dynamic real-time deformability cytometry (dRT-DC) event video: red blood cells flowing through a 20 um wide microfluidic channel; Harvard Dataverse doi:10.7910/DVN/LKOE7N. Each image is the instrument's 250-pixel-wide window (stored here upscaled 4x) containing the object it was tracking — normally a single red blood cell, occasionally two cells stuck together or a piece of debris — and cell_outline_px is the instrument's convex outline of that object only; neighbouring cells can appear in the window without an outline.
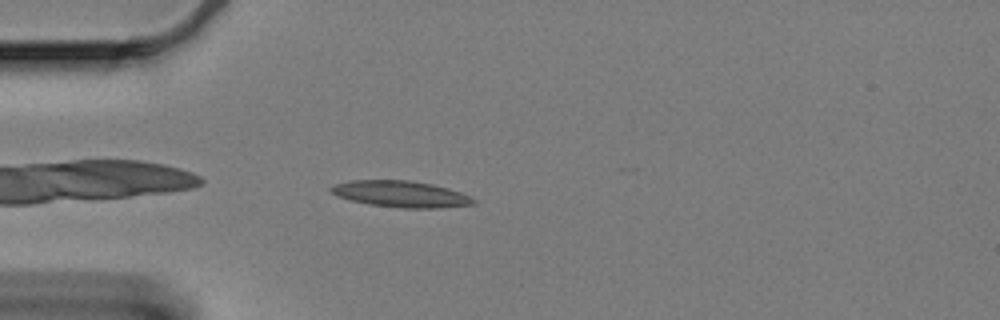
{"species": "Egyptian fruit bat (a non-hibernating species)", "species_latin": "Rousettus aegyptiacus", "temperature_condition": "cold", "stored_images_in_passage": 47, "camera_frame_rate_fps": 3000, "um_per_image_px": 0.085, "animal": {"sex": "female"}, "frame": {"image": 1, "passage_image": 3, "time_ms": 0.667, "image_size_px": [1000, 320], "cell_outline_px": [[476, 204], [436, 208], [404, 208], [368, 204], [336, 196], [328, 188], [336, 184], [352, 180], [412, 180], [432, 184], [448, 188], [460, 192], [476, 200]], "centroid_in_image_um": [34.07, 16.49], "position_along_channel_um": 50.9, "area_um2": 21.79}}
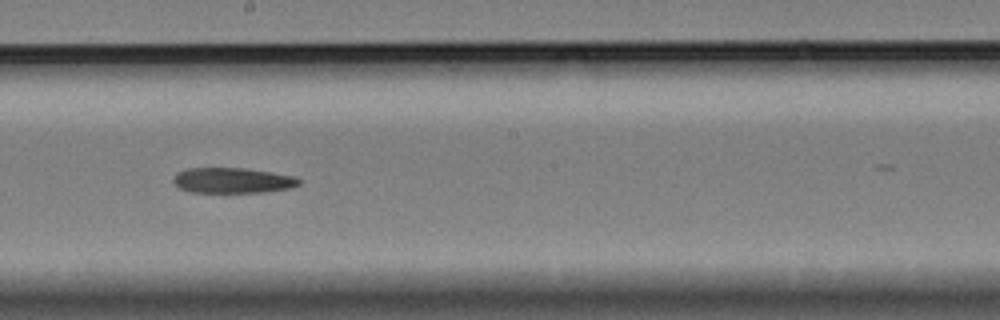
{"frame": {"image": 2, "passage_image": 20, "time_ms": 6.333, "image_size_px": [1000, 320], "cell_outline_px": [[300, 184], [292, 188], [264, 192], [188, 192], [180, 188], [172, 180], [176, 172], [188, 168], [244, 168], [272, 172], [296, 176], [300, 180]], "centroid_in_image_um": [19.78, 15.33], "position_along_channel_um": 228.4, "area_um2": 18.73}}
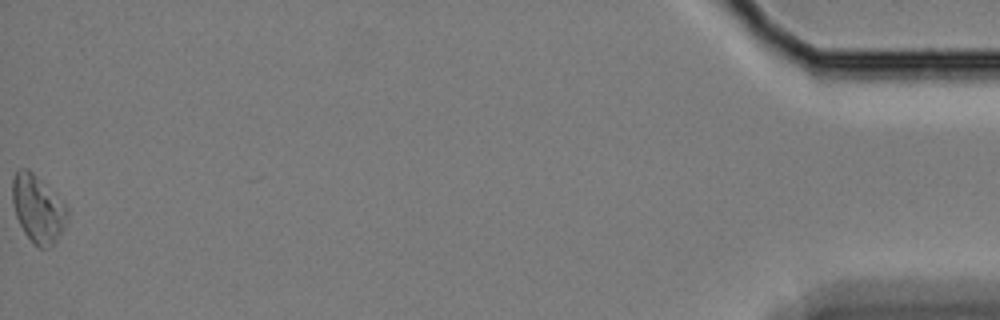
{"frame": {"image": 3, "passage_image": 47, "time_ms": 15.333, "image_size_px": [1000, 320], "cell_outline_px": [[68, 216], [60, 232], [52, 244], [48, 248], [40, 248], [24, 232], [16, 216], [12, 204], [12, 176], [16, 168], [28, 168], [68, 208]], "centroid_in_image_um": [3.16, 17.7], "position_along_channel_um": 432.0, "area_um2": 21.04}, "authors_computed_cell_mechanics": {"area_um2": 19.7676, "velocity_mm_per_s": 3.3155, "shape_relaxation_time_tau1_ms": 9.9924, "shape_relaxation_time_tau2_ms": null, "deformation_change_tau1": 0.1736, "deformation_change_tau2": null}}